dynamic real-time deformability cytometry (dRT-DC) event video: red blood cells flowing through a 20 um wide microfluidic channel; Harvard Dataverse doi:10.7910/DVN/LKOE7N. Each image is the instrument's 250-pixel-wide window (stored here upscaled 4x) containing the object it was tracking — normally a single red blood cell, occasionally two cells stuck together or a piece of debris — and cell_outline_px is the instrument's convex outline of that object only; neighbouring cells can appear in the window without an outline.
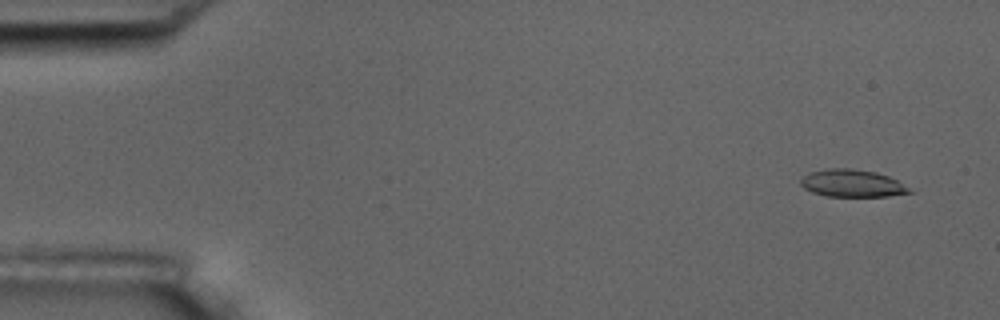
{"species": "common noctule bat (a hibernating species)", "species_latin": "Nyctalus noctula", "temperature_condition": "room temperature", "stored_images_in_passage": 6, "camera_frame_rate_fps": 3000, "um_per_image_px": 0.085, "animal": {"sex": "male", "body_mass_g": 17.5, "forearm_length_mm": 52.3}, "frame": {"image": 1, "passage_image": 1, "time_ms": 0.0, "image_size_px": [1000, 320], "cell_outline_px": [[916, 192], [888, 196], [824, 196], [812, 192], [804, 188], [800, 184], [800, 180], [804, 176], [812, 172], [828, 168], [848, 168], [876, 172], [888, 176], [896, 180]], "centroid_in_image_um": [72.44, 15.59], "position_along_channel_um": 12.6, "area_um2": 17.28}}